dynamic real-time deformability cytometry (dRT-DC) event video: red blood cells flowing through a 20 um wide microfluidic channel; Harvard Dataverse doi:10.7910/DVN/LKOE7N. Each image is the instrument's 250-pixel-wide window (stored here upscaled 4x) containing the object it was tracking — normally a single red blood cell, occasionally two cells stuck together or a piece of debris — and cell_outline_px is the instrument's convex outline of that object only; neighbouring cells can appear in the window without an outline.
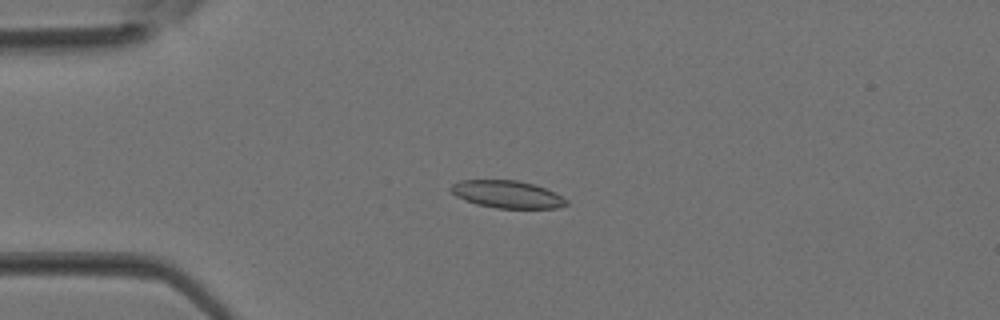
{"species": "Egyptian fruit bat (a non-hibernating species)", "species_latin": "Rousettus aegyptiacus", "temperature_condition": "room temperature", "stored_images_in_passage": 35, "camera_frame_rate_fps": 3000, "um_per_image_px": 0.085, "animal": {"sex": "female"}, "frame": {"image": 1, "passage_image": 7, "time_ms": 2.0, "image_size_px": [1000, 320], "cell_outline_px": [[568, 204], [556, 208], [496, 208], [476, 204], [464, 200], [456, 196], [448, 188], [452, 184], [460, 180], [516, 180], [536, 184], [568, 200]], "centroid_in_image_um": [43.07, 16.51], "position_along_channel_um": 41.9, "area_um2": 18.44}}
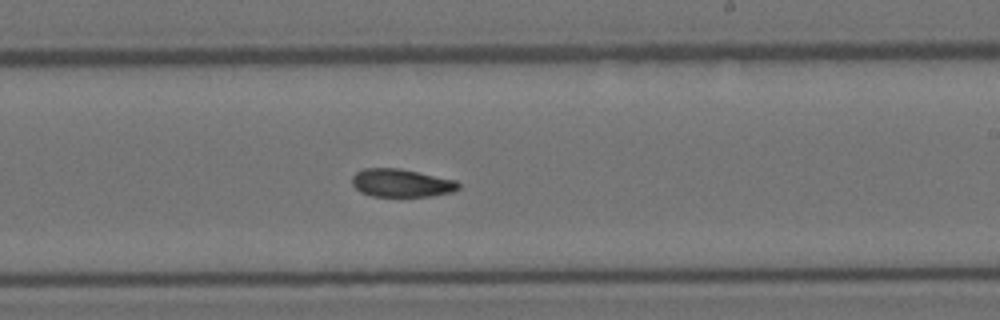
{"frame": {"image": 2, "passage_image": 20, "time_ms": 6.333, "image_size_px": [1000, 320], "cell_outline_px": [[460, 188], [452, 192], [432, 196], [372, 196], [360, 192], [352, 184], [352, 176], [356, 172], [364, 168], [400, 168], [456, 180], [460, 184]], "centroid_in_image_um": [34.12, 15.55], "position_along_channel_um": 254.9, "area_um2": 17.46}}
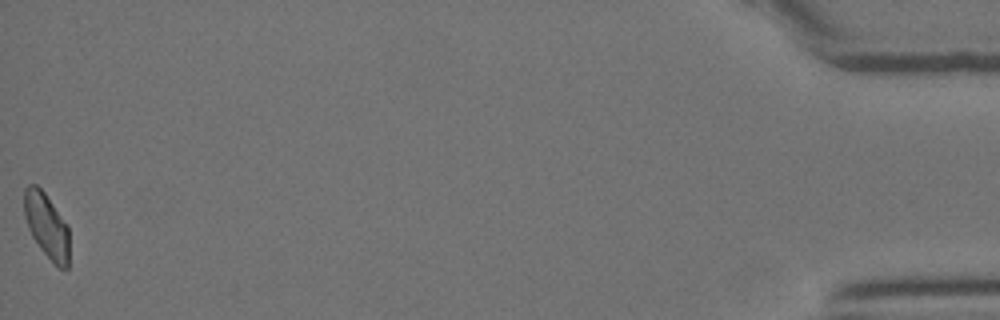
{"frame": {"image": 3, "passage_image": 35, "time_ms": 11.333, "image_size_px": [1000, 320], "cell_outline_px": [[68, 268], [60, 268], [40, 248], [32, 236], [28, 228], [24, 216], [24, 188], [28, 184], [36, 184], [44, 192], [68, 224]], "centroid_in_image_um": [3.95, 19.13], "position_along_channel_um": 431.3, "area_um2": 16.94}}